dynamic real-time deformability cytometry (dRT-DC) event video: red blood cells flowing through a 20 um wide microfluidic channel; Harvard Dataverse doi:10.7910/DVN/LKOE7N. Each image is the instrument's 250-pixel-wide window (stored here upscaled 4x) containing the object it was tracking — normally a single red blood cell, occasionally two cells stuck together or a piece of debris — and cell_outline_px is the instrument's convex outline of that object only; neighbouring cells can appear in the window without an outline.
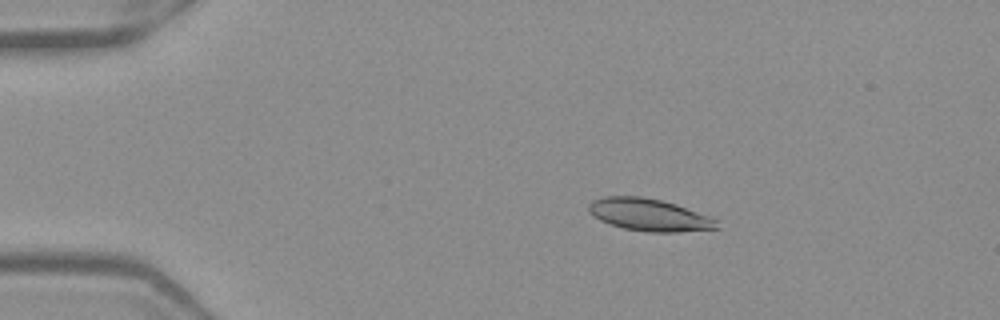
{"species": "Egyptian fruit bat (a non-hibernating species)", "species_latin": "Rousettus aegyptiacus", "temperature_condition": "warm", "stored_images_in_passage": 52, "camera_frame_rate_fps": 3000, "um_per_image_px": 0.085, "frame": {"image": 1, "passage_image": 10, "time_ms": 3.0, "image_size_px": [1000, 320], "cell_outline_px": [[720, 228], [680, 232], [648, 232], [624, 228], [600, 220], [592, 216], [588, 212], [588, 204], [592, 200], [604, 196], [640, 196], [660, 200], [676, 204], [708, 216], [716, 220]], "centroid_in_image_um": [55.14, 18.26], "position_along_channel_um": 29.9, "area_um2": 24.04}}
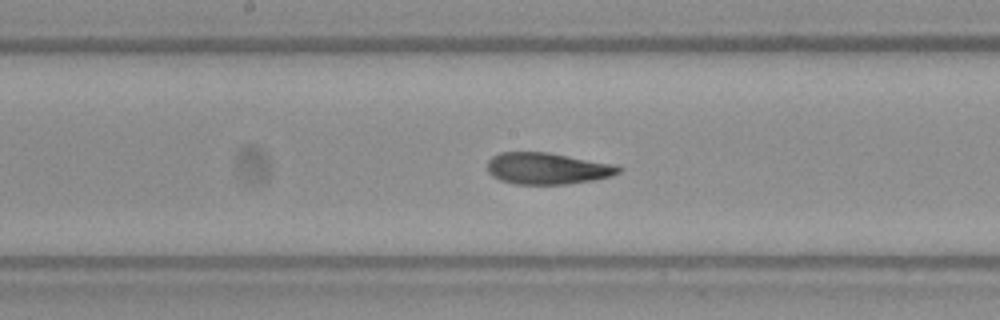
{"frame": {"image": 2, "passage_image": 28, "time_ms": 9.0, "image_size_px": [1000, 320], "cell_outline_px": [[624, 168], [620, 172], [612, 176], [596, 180], [568, 184], [516, 184], [500, 180], [492, 176], [488, 172], [488, 160], [492, 156], [500, 152], [548, 152], [616, 164]], "centroid_in_image_um": [46.57, 14.32], "position_along_channel_um": 201.6, "area_um2": 24.45}}
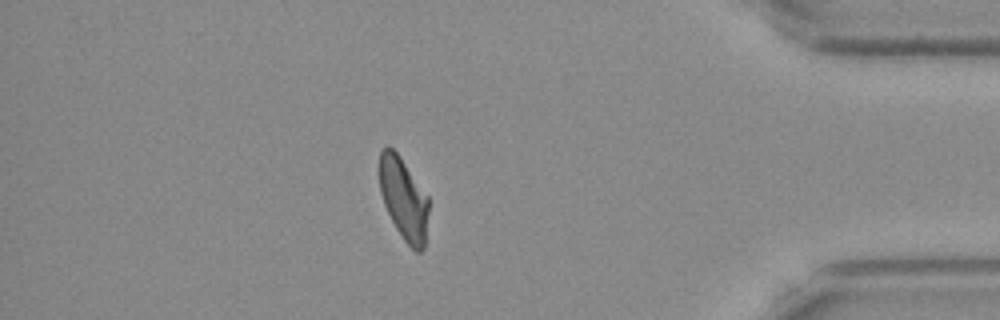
{"frame": {"image": 3, "passage_image": 46, "time_ms": 15.0, "image_size_px": [1000, 320], "cell_outline_px": [[428, 212], [424, 248], [420, 252], [416, 252], [404, 240], [396, 228], [384, 204], [380, 192], [380, 152], [388, 144], [400, 156], [428, 196]], "centroid_in_image_um": [34.31, 16.89], "position_along_channel_um": 400.9, "area_um2": 23.29}, "authors_computed_cell_mechanics": {"area_um2": 24.5072, "velocity_mm_per_s": 3.9256, "shape_relaxation_time_tau1_ms": null, "shape_relaxation_time_tau2_ms": 1.8437, "deformation_change_tau1": null, "deformation_change_tau2": 0.0781}}